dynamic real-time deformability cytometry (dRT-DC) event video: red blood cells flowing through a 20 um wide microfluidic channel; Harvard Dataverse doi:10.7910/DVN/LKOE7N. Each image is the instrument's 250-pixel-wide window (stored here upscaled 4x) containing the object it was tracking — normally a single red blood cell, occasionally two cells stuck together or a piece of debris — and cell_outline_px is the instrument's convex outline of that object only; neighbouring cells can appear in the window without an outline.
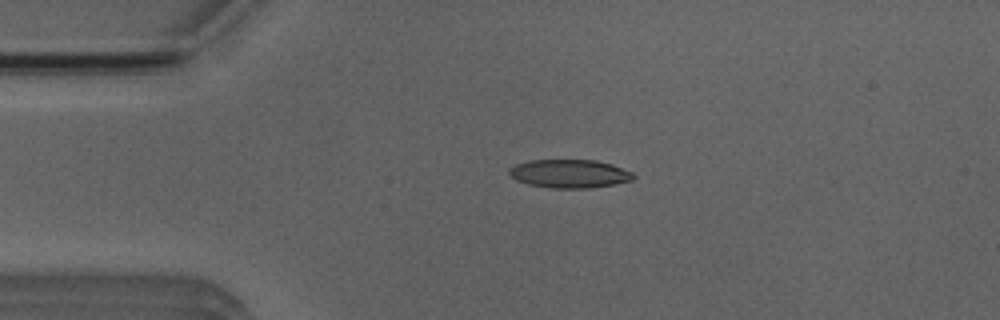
{"species": "Egyptian fruit bat (a non-hibernating species)", "species_latin": "Rousettus aegyptiacus", "temperature_condition": "room temperature", "stored_images_in_passage": 3, "camera_frame_rate_fps": 3000, "um_per_image_px": 0.085, "animal": {"sex": "male"}, "frame": {"image": 1, "passage_image": 2, "time_ms": 2.0, "image_size_px": [1000, 320], "cell_outline_px": [[636, 176], [632, 180], [612, 184], [588, 188], [552, 188], [528, 184], [516, 180], [508, 172], [508, 168], [516, 164], [528, 160], [596, 160], [612, 164], [632, 172]], "centroid_in_image_um": [48.39, 14.75], "position_along_channel_um": 36.6, "area_um2": 20.52}}